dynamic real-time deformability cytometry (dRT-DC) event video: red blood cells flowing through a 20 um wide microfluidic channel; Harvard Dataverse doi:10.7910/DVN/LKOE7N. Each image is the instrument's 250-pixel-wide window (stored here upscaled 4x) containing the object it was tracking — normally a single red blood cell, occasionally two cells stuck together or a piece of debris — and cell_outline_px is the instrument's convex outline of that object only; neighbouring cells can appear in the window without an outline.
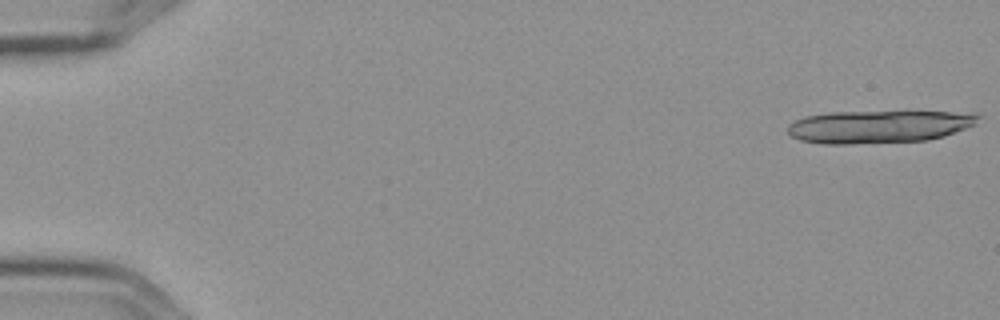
{"species": "Egyptian fruit bat (a non-hibernating species)", "species_latin": "Rousettus aegyptiacus", "temperature_condition": "cold", "stored_images_in_passage": 6, "camera_frame_rate_fps": 3000, "um_per_image_px": 0.085, "frame": {"image": 1, "passage_image": 1, "time_ms": 0.0, "image_size_px": [1000, 320], "cell_outline_px": [[980, 116], [976, 124], [968, 128], [944, 136], [928, 140], [852, 144], [824, 144], [800, 140], [792, 136], [788, 132], [788, 124], [804, 116], [828, 112], [976, 112]], "centroid_in_image_um": [74.72, 10.76], "position_along_channel_um": 10.3, "area_um2": 36.47}}